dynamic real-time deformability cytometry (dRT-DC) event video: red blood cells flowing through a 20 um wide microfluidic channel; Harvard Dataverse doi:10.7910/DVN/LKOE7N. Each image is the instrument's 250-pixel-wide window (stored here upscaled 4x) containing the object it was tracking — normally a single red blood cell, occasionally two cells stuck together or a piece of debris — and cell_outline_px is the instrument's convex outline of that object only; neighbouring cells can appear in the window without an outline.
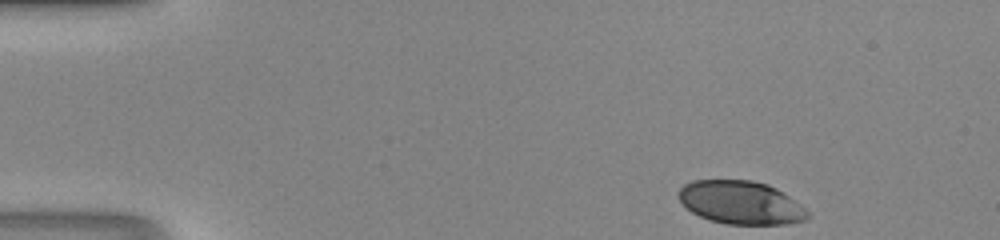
{"species": "human", "species_latin": "Homo sapiens", "temperature_condition": "room temperature", "stored_images_in_passage": 42, "camera_frame_rate_fps": 3000, "um_per_image_px": 0.085, "donor": {"sex": "male"}, "frame": {"image": 1, "passage_image": 1, "time_ms": 0.0, "image_size_px": [1000, 240], "cell_outline_px": [[808, 220], [788, 224], [728, 224], [708, 220], [692, 212], [680, 200], [676, 192], [684, 184], [692, 180], [752, 180], [768, 184], [776, 188], [788, 196], [804, 208], [808, 212]], "centroid_in_image_um": [62.95, 17.21], "position_along_channel_um": 22.0, "area_um2": 32.48}}
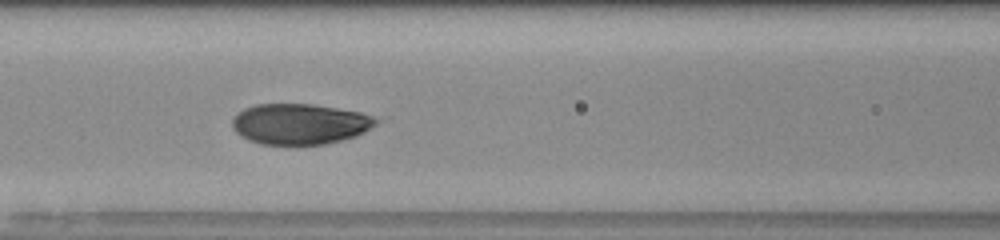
{"frame": {"image": 2, "passage_image": 16, "time_ms": 5.0, "image_size_px": [1000, 240], "cell_outline_px": [[376, 124], [364, 132], [356, 136], [324, 144], [260, 144], [248, 140], [236, 132], [232, 128], [232, 120], [236, 112], [244, 108], [256, 104], [312, 104], [360, 112], [372, 116], [376, 120]], "centroid_in_image_um": [25.43, 10.53], "position_along_channel_um": 141.2, "area_um2": 33.93}}
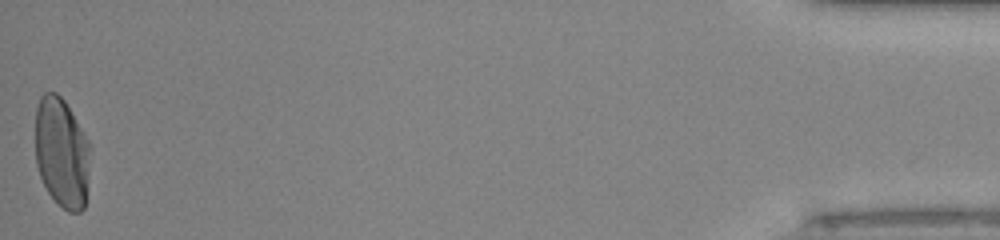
{"frame": {"image": 3, "passage_image": 42, "time_ms": 13.667, "image_size_px": [1000, 240], "cell_outline_px": [[88, 152], [84, 208], [80, 212], [68, 212], [48, 192], [40, 176], [36, 164], [36, 108], [40, 96], [44, 92], [56, 92], [64, 100], [84, 132], [88, 140]], "centroid_in_image_um": [5.21, 12.93], "position_along_channel_um": 430.0, "area_um2": 34.51}}